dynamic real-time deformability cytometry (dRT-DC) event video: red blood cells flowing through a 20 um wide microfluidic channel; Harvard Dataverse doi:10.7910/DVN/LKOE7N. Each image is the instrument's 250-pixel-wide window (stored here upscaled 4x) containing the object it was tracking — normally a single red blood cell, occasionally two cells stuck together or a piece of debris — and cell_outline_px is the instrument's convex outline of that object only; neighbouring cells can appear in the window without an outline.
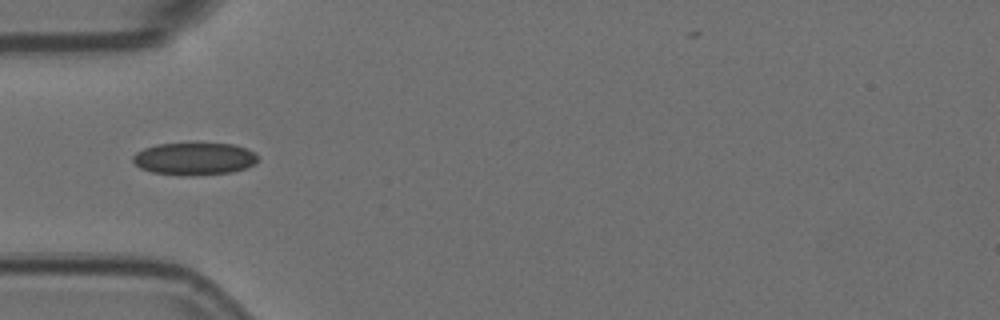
{"species": "Egyptian fruit bat (a non-hibernating species)", "species_latin": "Rousettus aegyptiacus", "temperature_condition": "room temperature", "stored_images_in_passage": 7, "camera_frame_rate_fps": 3000, "um_per_image_px": 0.085, "animal": {"sex": "female"}, "frame": {"image": 1, "passage_image": 5, "time_ms": 1.333, "image_size_px": [1000, 320], "cell_outline_px": [[256, 160], [252, 164], [244, 168], [232, 172], [184, 176], [180, 176], [152, 172], [140, 168], [132, 160], [132, 156], [136, 152], [144, 148], [156, 144], [232, 144], [248, 148], [256, 152]], "centroid_in_image_um": [16.48, 13.5], "position_along_channel_um": 68.5, "area_um2": 23.47}}
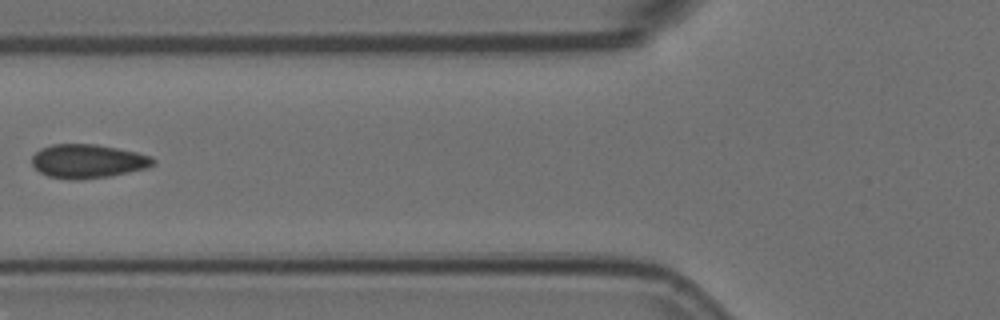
{"frame": {"image": 2, "passage_image": 6, "time_ms": 1.667, "image_size_px": [1000, 320], "cell_outline_px": [[156, 164], [148, 168], [108, 176], [76, 180], [72, 180], [48, 176], [40, 172], [32, 164], [32, 156], [40, 148], [52, 144], [96, 144], [136, 152], [152, 156], [156, 160]], "centroid_in_image_um": [7.48, 13.7], "position_along_channel_um": 118.3, "area_um2": 23.93}}
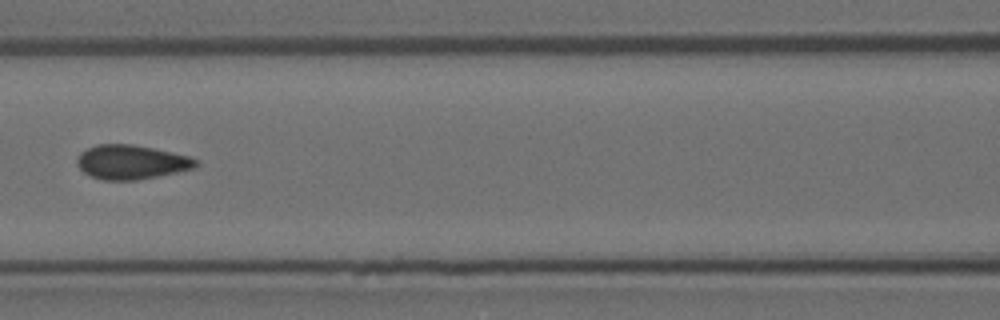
{"frame": {"image": 3, "passage_image": 7, "time_ms": 2.0, "image_size_px": [1000, 320], "cell_outline_px": [[200, 164], [196, 168], [136, 180], [104, 180], [92, 176], [84, 172], [76, 164], [76, 156], [80, 152], [96, 144], [132, 144], [152, 148], [188, 156], [196, 160]], "centroid_in_image_um": [11.13, 13.77], "position_along_channel_um": 155.5, "area_um2": 23.58}}